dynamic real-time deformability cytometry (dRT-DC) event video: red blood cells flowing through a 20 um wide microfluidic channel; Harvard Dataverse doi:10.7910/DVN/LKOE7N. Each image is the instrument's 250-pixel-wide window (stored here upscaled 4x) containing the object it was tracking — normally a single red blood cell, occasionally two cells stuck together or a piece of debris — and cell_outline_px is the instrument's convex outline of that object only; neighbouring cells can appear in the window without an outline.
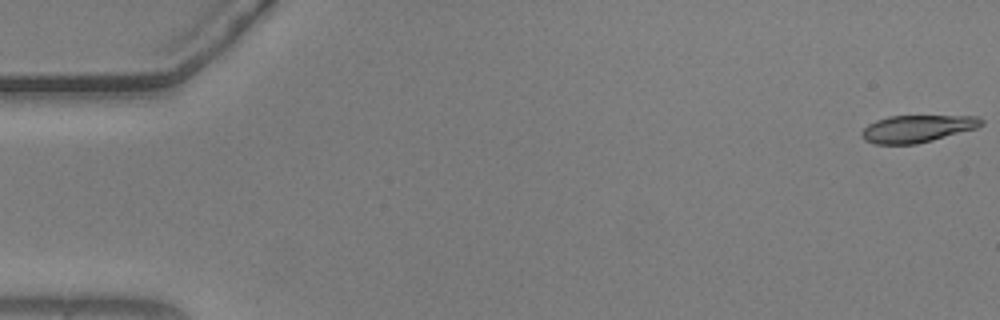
{"species": "common noctule bat (a hibernating species)", "species_latin": "Nyctalus noctula", "temperature_condition": "warm", "stored_images_in_passage": 55, "camera_frame_rate_fps": 3000, "um_per_image_px": 0.085, "animal": {"sex": "male", "body_mass_g": 20.5, "forearm_length_mm": 52.5}, "frame": {"image": 1, "passage_image": 1, "time_ms": 0.0, "image_size_px": [1000, 320], "cell_outline_px": [[984, 124], [976, 128], [932, 140], [916, 144], [876, 144], [864, 140], [860, 136], [860, 132], [868, 124], [876, 120], [888, 116], [980, 116], [984, 120]], "centroid_in_image_um": [77.94, 10.93], "position_along_channel_um": 7.1, "area_um2": 19.02}}
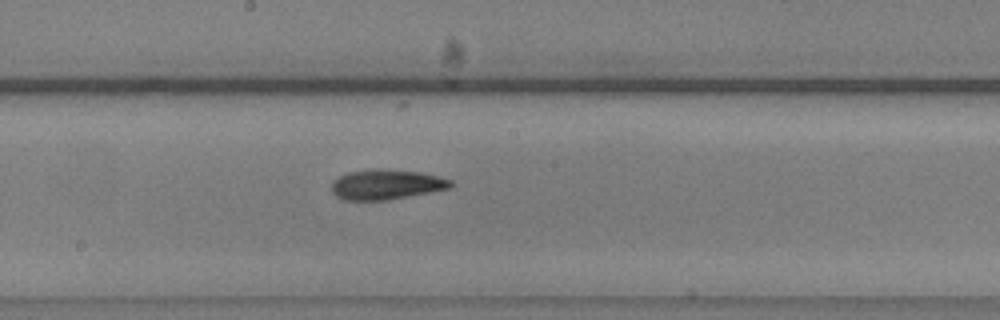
{"frame": {"image": 2, "passage_image": 30, "time_ms": 9.667, "image_size_px": [1000, 320], "cell_outline_px": [[456, 184], [448, 188], [428, 192], [384, 200], [344, 200], [336, 196], [332, 192], [332, 184], [340, 176], [348, 172], [372, 168], [420, 172], [452, 180]], "centroid_in_image_um": [32.82, 15.67], "position_along_channel_um": 215.4, "area_um2": 20.52}}
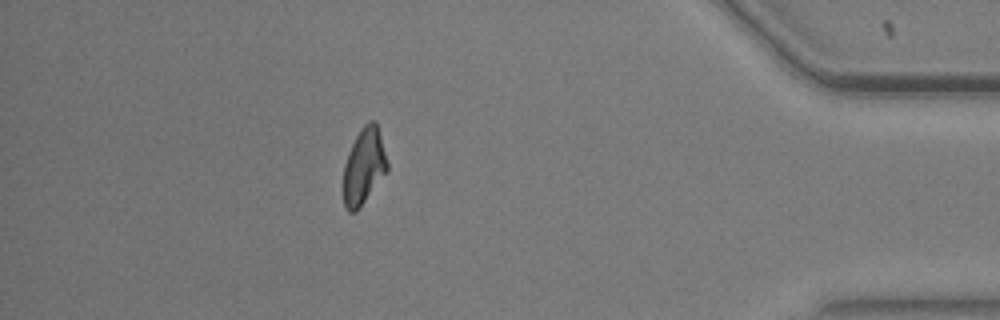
{"frame": {"image": 3, "passage_image": 49, "time_ms": 16.0, "image_size_px": [1000, 320], "cell_outline_px": [[388, 172], [360, 208], [356, 212], [348, 212], [344, 208], [340, 188], [344, 164], [348, 152], [360, 128], [368, 120], [376, 120], [388, 164]], "centroid_in_image_um": [30.88, 14.2], "position_along_channel_um": 404.3, "area_um2": 20.35}, "authors_computed_cell_mechanics": {"area_um2": 20.4612, "velocity_mm_per_s": 3.687, "shape_relaxation_time_tau1_ms": 6.707, "shape_relaxation_time_tau2_ms": 2.8583, "deformation_change_tau1": 0.2106, "deformation_change_tau2": 0.0912}}